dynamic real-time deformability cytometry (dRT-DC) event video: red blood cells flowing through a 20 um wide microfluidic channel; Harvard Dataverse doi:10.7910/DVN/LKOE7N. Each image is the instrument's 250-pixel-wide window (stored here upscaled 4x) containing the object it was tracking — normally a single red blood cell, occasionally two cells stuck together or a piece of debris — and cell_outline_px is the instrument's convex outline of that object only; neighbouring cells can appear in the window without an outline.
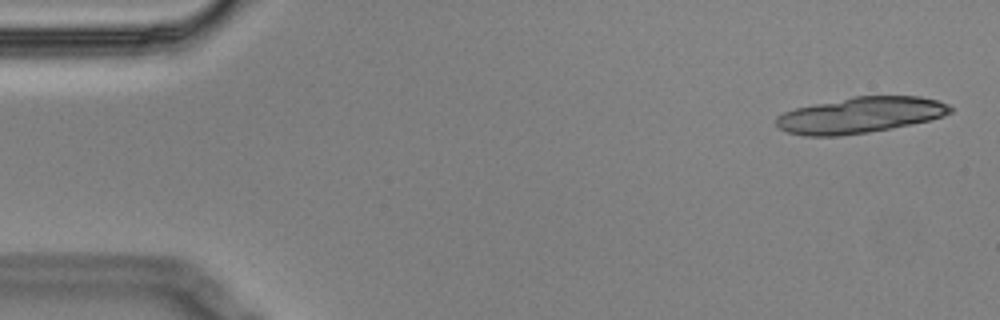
{"species": "Egyptian fruit bat (a non-hibernating species)", "species_latin": "Rousettus aegyptiacus", "temperature_condition": "cold", "stored_images_in_passage": 10, "camera_frame_rate_fps": 3000, "um_per_image_px": 0.085, "animal": {"sex": "male"}, "frame": {"image": 1, "passage_image": 1, "time_ms": 0.0, "image_size_px": [1000, 320], "cell_outline_px": [[952, 112], [944, 116], [912, 124], [892, 128], [868, 132], [840, 136], [804, 136], [788, 132], [780, 128], [776, 124], [776, 116], [784, 112], [796, 108], [856, 96], [920, 96], [936, 100], [948, 104], [952, 108]], "centroid_in_image_um": [73.14, 9.79], "position_along_channel_um": 11.9, "area_um2": 36.24}}